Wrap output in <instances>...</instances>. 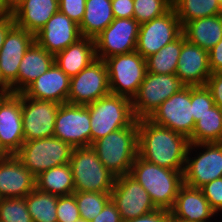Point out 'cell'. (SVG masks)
Here are the masks:
<instances>
[{
  "label": "cell",
  "mask_w": 222,
  "mask_h": 222,
  "mask_svg": "<svg viewBox=\"0 0 222 222\" xmlns=\"http://www.w3.org/2000/svg\"><path fill=\"white\" fill-rule=\"evenodd\" d=\"M189 139L159 126L148 118L138 119V156L158 166L184 171Z\"/></svg>",
  "instance_id": "cell-1"
},
{
  "label": "cell",
  "mask_w": 222,
  "mask_h": 222,
  "mask_svg": "<svg viewBox=\"0 0 222 222\" xmlns=\"http://www.w3.org/2000/svg\"><path fill=\"white\" fill-rule=\"evenodd\" d=\"M129 175L147 191L159 209L170 210L183 185V171L158 166L139 156L134 160Z\"/></svg>",
  "instance_id": "cell-2"
},
{
  "label": "cell",
  "mask_w": 222,
  "mask_h": 222,
  "mask_svg": "<svg viewBox=\"0 0 222 222\" xmlns=\"http://www.w3.org/2000/svg\"><path fill=\"white\" fill-rule=\"evenodd\" d=\"M91 147L99 160L116 177L127 175L138 156V120L96 140Z\"/></svg>",
  "instance_id": "cell-3"
},
{
  "label": "cell",
  "mask_w": 222,
  "mask_h": 222,
  "mask_svg": "<svg viewBox=\"0 0 222 222\" xmlns=\"http://www.w3.org/2000/svg\"><path fill=\"white\" fill-rule=\"evenodd\" d=\"M87 107L91 118V145L109 133L131 126L137 120L132 100L125 96L110 93Z\"/></svg>",
  "instance_id": "cell-4"
},
{
  "label": "cell",
  "mask_w": 222,
  "mask_h": 222,
  "mask_svg": "<svg viewBox=\"0 0 222 222\" xmlns=\"http://www.w3.org/2000/svg\"><path fill=\"white\" fill-rule=\"evenodd\" d=\"M74 192H111L116 176L99 160L95 150L89 147H75L69 161Z\"/></svg>",
  "instance_id": "cell-5"
},
{
  "label": "cell",
  "mask_w": 222,
  "mask_h": 222,
  "mask_svg": "<svg viewBox=\"0 0 222 222\" xmlns=\"http://www.w3.org/2000/svg\"><path fill=\"white\" fill-rule=\"evenodd\" d=\"M74 147L55 136L24 141L15 156L35 176L50 168L68 164Z\"/></svg>",
  "instance_id": "cell-6"
},
{
  "label": "cell",
  "mask_w": 222,
  "mask_h": 222,
  "mask_svg": "<svg viewBox=\"0 0 222 222\" xmlns=\"http://www.w3.org/2000/svg\"><path fill=\"white\" fill-rule=\"evenodd\" d=\"M221 177L222 142L190 143L183 171V184L200 189Z\"/></svg>",
  "instance_id": "cell-7"
},
{
  "label": "cell",
  "mask_w": 222,
  "mask_h": 222,
  "mask_svg": "<svg viewBox=\"0 0 222 222\" xmlns=\"http://www.w3.org/2000/svg\"><path fill=\"white\" fill-rule=\"evenodd\" d=\"M104 61L108 70L110 92L132 100L147 73L146 59L133 51L108 57Z\"/></svg>",
  "instance_id": "cell-8"
},
{
  "label": "cell",
  "mask_w": 222,
  "mask_h": 222,
  "mask_svg": "<svg viewBox=\"0 0 222 222\" xmlns=\"http://www.w3.org/2000/svg\"><path fill=\"white\" fill-rule=\"evenodd\" d=\"M184 85L176 74H154L147 72L137 94L132 99L135 118H149L171 95Z\"/></svg>",
  "instance_id": "cell-9"
},
{
  "label": "cell",
  "mask_w": 222,
  "mask_h": 222,
  "mask_svg": "<svg viewBox=\"0 0 222 222\" xmlns=\"http://www.w3.org/2000/svg\"><path fill=\"white\" fill-rule=\"evenodd\" d=\"M192 114L191 86H184L164 101L148 119L189 139L195 126Z\"/></svg>",
  "instance_id": "cell-10"
},
{
  "label": "cell",
  "mask_w": 222,
  "mask_h": 222,
  "mask_svg": "<svg viewBox=\"0 0 222 222\" xmlns=\"http://www.w3.org/2000/svg\"><path fill=\"white\" fill-rule=\"evenodd\" d=\"M110 93L106 63L104 60L96 59L70 78L67 103L88 105Z\"/></svg>",
  "instance_id": "cell-11"
},
{
  "label": "cell",
  "mask_w": 222,
  "mask_h": 222,
  "mask_svg": "<svg viewBox=\"0 0 222 222\" xmlns=\"http://www.w3.org/2000/svg\"><path fill=\"white\" fill-rule=\"evenodd\" d=\"M182 34V25L172 7L168 12L140 24L136 51L144 58L176 40Z\"/></svg>",
  "instance_id": "cell-12"
},
{
  "label": "cell",
  "mask_w": 222,
  "mask_h": 222,
  "mask_svg": "<svg viewBox=\"0 0 222 222\" xmlns=\"http://www.w3.org/2000/svg\"><path fill=\"white\" fill-rule=\"evenodd\" d=\"M140 24L134 18H115L95 39L96 58L136 51Z\"/></svg>",
  "instance_id": "cell-13"
},
{
  "label": "cell",
  "mask_w": 222,
  "mask_h": 222,
  "mask_svg": "<svg viewBox=\"0 0 222 222\" xmlns=\"http://www.w3.org/2000/svg\"><path fill=\"white\" fill-rule=\"evenodd\" d=\"M91 118L87 105L60 104L54 135L75 147L91 146Z\"/></svg>",
  "instance_id": "cell-14"
},
{
  "label": "cell",
  "mask_w": 222,
  "mask_h": 222,
  "mask_svg": "<svg viewBox=\"0 0 222 222\" xmlns=\"http://www.w3.org/2000/svg\"><path fill=\"white\" fill-rule=\"evenodd\" d=\"M60 104L35 100L21 93L22 126L25 141L48 138L54 135L57 111Z\"/></svg>",
  "instance_id": "cell-15"
},
{
  "label": "cell",
  "mask_w": 222,
  "mask_h": 222,
  "mask_svg": "<svg viewBox=\"0 0 222 222\" xmlns=\"http://www.w3.org/2000/svg\"><path fill=\"white\" fill-rule=\"evenodd\" d=\"M111 200L122 220L140 217L157 209L147 191L129 174L116 177Z\"/></svg>",
  "instance_id": "cell-16"
},
{
  "label": "cell",
  "mask_w": 222,
  "mask_h": 222,
  "mask_svg": "<svg viewBox=\"0 0 222 222\" xmlns=\"http://www.w3.org/2000/svg\"><path fill=\"white\" fill-rule=\"evenodd\" d=\"M21 93L0 97V146L15 155L24 143Z\"/></svg>",
  "instance_id": "cell-17"
},
{
  "label": "cell",
  "mask_w": 222,
  "mask_h": 222,
  "mask_svg": "<svg viewBox=\"0 0 222 222\" xmlns=\"http://www.w3.org/2000/svg\"><path fill=\"white\" fill-rule=\"evenodd\" d=\"M81 38L79 25L60 11L35 34V42L54 56Z\"/></svg>",
  "instance_id": "cell-18"
},
{
  "label": "cell",
  "mask_w": 222,
  "mask_h": 222,
  "mask_svg": "<svg viewBox=\"0 0 222 222\" xmlns=\"http://www.w3.org/2000/svg\"><path fill=\"white\" fill-rule=\"evenodd\" d=\"M34 42L35 35L16 24L8 30L0 49V72L9 85L18 78L22 58Z\"/></svg>",
  "instance_id": "cell-19"
},
{
  "label": "cell",
  "mask_w": 222,
  "mask_h": 222,
  "mask_svg": "<svg viewBox=\"0 0 222 222\" xmlns=\"http://www.w3.org/2000/svg\"><path fill=\"white\" fill-rule=\"evenodd\" d=\"M35 176L15 155L0 159V199L25 198L36 188Z\"/></svg>",
  "instance_id": "cell-20"
},
{
  "label": "cell",
  "mask_w": 222,
  "mask_h": 222,
  "mask_svg": "<svg viewBox=\"0 0 222 222\" xmlns=\"http://www.w3.org/2000/svg\"><path fill=\"white\" fill-rule=\"evenodd\" d=\"M175 74L184 86H205L212 74L209 52L186 40L182 44Z\"/></svg>",
  "instance_id": "cell-21"
},
{
  "label": "cell",
  "mask_w": 222,
  "mask_h": 222,
  "mask_svg": "<svg viewBox=\"0 0 222 222\" xmlns=\"http://www.w3.org/2000/svg\"><path fill=\"white\" fill-rule=\"evenodd\" d=\"M170 214L172 219L186 222H212L213 217H218L202 190L185 184L180 187Z\"/></svg>",
  "instance_id": "cell-22"
},
{
  "label": "cell",
  "mask_w": 222,
  "mask_h": 222,
  "mask_svg": "<svg viewBox=\"0 0 222 222\" xmlns=\"http://www.w3.org/2000/svg\"><path fill=\"white\" fill-rule=\"evenodd\" d=\"M70 91V77L54 62L47 72L34 80L22 93L35 100L67 103Z\"/></svg>",
  "instance_id": "cell-23"
},
{
  "label": "cell",
  "mask_w": 222,
  "mask_h": 222,
  "mask_svg": "<svg viewBox=\"0 0 222 222\" xmlns=\"http://www.w3.org/2000/svg\"><path fill=\"white\" fill-rule=\"evenodd\" d=\"M54 55L34 42L19 65L18 78L10 85L13 93H22L34 80L48 71Z\"/></svg>",
  "instance_id": "cell-24"
},
{
  "label": "cell",
  "mask_w": 222,
  "mask_h": 222,
  "mask_svg": "<svg viewBox=\"0 0 222 222\" xmlns=\"http://www.w3.org/2000/svg\"><path fill=\"white\" fill-rule=\"evenodd\" d=\"M59 11V0H25L11 14L18 27L37 34Z\"/></svg>",
  "instance_id": "cell-25"
},
{
  "label": "cell",
  "mask_w": 222,
  "mask_h": 222,
  "mask_svg": "<svg viewBox=\"0 0 222 222\" xmlns=\"http://www.w3.org/2000/svg\"><path fill=\"white\" fill-rule=\"evenodd\" d=\"M96 59L94 39L87 37H82L54 56L56 65L70 78Z\"/></svg>",
  "instance_id": "cell-26"
},
{
  "label": "cell",
  "mask_w": 222,
  "mask_h": 222,
  "mask_svg": "<svg viewBox=\"0 0 222 222\" xmlns=\"http://www.w3.org/2000/svg\"><path fill=\"white\" fill-rule=\"evenodd\" d=\"M182 33L189 43L209 51L222 39V14L187 22Z\"/></svg>",
  "instance_id": "cell-27"
},
{
  "label": "cell",
  "mask_w": 222,
  "mask_h": 222,
  "mask_svg": "<svg viewBox=\"0 0 222 222\" xmlns=\"http://www.w3.org/2000/svg\"><path fill=\"white\" fill-rule=\"evenodd\" d=\"M85 9L79 30L82 37L95 39L115 19L111 0H86Z\"/></svg>",
  "instance_id": "cell-28"
},
{
  "label": "cell",
  "mask_w": 222,
  "mask_h": 222,
  "mask_svg": "<svg viewBox=\"0 0 222 222\" xmlns=\"http://www.w3.org/2000/svg\"><path fill=\"white\" fill-rule=\"evenodd\" d=\"M36 189L57 196L74 193V181L70 164H63L40 173L36 178Z\"/></svg>",
  "instance_id": "cell-29"
},
{
  "label": "cell",
  "mask_w": 222,
  "mask_h": 222,
  "mask_svg": "<svg viewBox=\"0 0 222 222\" xmlns=\"http://www.w3.org/2000/svg\"><path fill=\"white\" fill-rule=\"evenodd\" d=\"M185 41L186 38L182 33L176 40L162 47L159 52L147 57V72L154 74H175L182 44Z\"/></svg>",
  "instance_id": "cell-30"
},
{
  "label": "cell",
  "mask_w": 222,
  "mask_h": 222,
  "mask_svg": "<svg viewBox=\"0 0 222 222\" xmlns=\"http://www.w3.org/2000/svg\"><path fill=\"white\" fill-rule=\"evenodd\" d=\"M190 143L222 142V109L214 105L195 123Z\"/></svg>",
  "instance_id": "cell-31"
},
{
  "label": "cell",
  "mask_w": 222,
  "mask_h": 222,
  "mask_svg": "<svg viewBox=\"0 0 222 222\" xmlns=\"http://www.w3.org/2000/svg\"><path fill=\"white\" fill-rule=\"evenodd\" d=\"M172 5L182 27L194 19L222 14L217 0H174Z\"/></svg>",
  "instance_id": "cell-32"
},
{
  "label": "cell",
  "mask_w": 222,
  "mask_h": 222,
  "mask_svg": "<svg viewBox=\"0 0 222 222\" xmlns=\"http://www.w3.org/2000/svg\"><path fill=\"white\" fill-rule=\"evenodd\" d=\"M25 201L33 222H57V195L35 188L25 197Z\"/></svg>",
  "instance_id": "cell-33"
},
{
  "label": "cell",
  "mask_w": 222,
  "mask_h": 222,
  "mask_svg": "<svg viewBox=\"0 0 222 222\" xmlns=\"http://www.w3.org/2000/svg\"><path fill=\"white\" fill-rule=\"evenodd\" d=\"M80 217L88 222L93 220L111 200V192H74Z\"/></svg>",
  "instance_id": "cell-34"
},
{
  "label": "cell",
  "mask_w": 222,
  "mask_h": 222,
  "mask_svg": "<svg viewBox=\"0 0 222 222\" xmlns=\"http://www.w3.org/2000/svg\"><path fill=\"white\" fill-rule=\"evenodd\" d=\"M133 18L139 24L162 16L172 8L170 0H133Z\"/></svg>",
  "instance_id": "cell-35"
},
{
  "label": "cell",
  "mask_w": 222,
  "mask_h": 222,
  "mask_svg": "<svg viewBox=\"0 0 222 222\" xmlns=\"http://www.w3.org/2000/svg\"><path fill=\"white\" fill-rule=\"evenodd\" d=\"M0 222H33L25 198L0 199Z\"/></svg>",
  "instance_id": "cell-36"
},
{
  "label": "cell",
  "mask_w": 222,
  "mask_h": 222,
  "mask_svg": "<svg viewBox=\"0 0 222 222\" xmlns=\"http://www.w3.org/2000/svg\"><path fill=\"white\" fill-rule=\"evenodd\" d=\"M214 105V100L206 86H191V106L195 123Z\"/></svg>",
  "instance_id": "cell-37"
},
{
  "label": "cell",
  "mask_w": 222,
  "mask_h": 222,
  "mask_svg": "<svg viewBox=\"0 0 222 222\" xmlns=\"http://www.w3.org/2000/svg\"><path fill=\"white\" fill-rule=\"evenodd\" d=\"M57 222H76L80 219V212L75 196H58L57 210H56Z\"/></svg>",
  "instance_id": "cell-38"
},
{
  "label": "cell",
  "mask_w": 222,
  "mask_h": 222,
  "mask_svg": "<svg viewBox=\"0 0 222 222\" xmlns=\"http://www.w3.org/2000/svg\"><path fill=\"white\" fill-rule=\"evenodd\" d=\"M208 200L211 209L217 214H222V177L210 181L200 188ZM220 212V214H219Z\"/></svg>",
  "instance_id": "cell-39"
},
{
  "label": "cell",
  "mask_w": 222,
  "mask_h": 222,
  "mask_svg": "<svg viewBox=\"0 0 222 222\" xmlns=\"http://www.w3.org/2000/svg\"><path fill=\"white\" fill-rule=\"evenodd\" d=\"M86 0H59V11L80 25L85 13Z\"/></svg>",
  "instance_id": "cell-40"
},
{
  "label": "cell",
  "mask_w": 222,
  "mask_h": 222,
  "mask_svg": "<svg viewBox=\"0 0 222 222\" xmlns=\"http://www.w3.org/2000/svg\"><path fill=\"white\" fill-rule=\"evenodd\" d=\"M205 86L210 91L215 105L222 109V72L212 73Z\"/></svg>",
  "instance_id": "cell-41"
},
{
  "label": "cell",
  "mask_w": 222,
  "mask_h": 222,
  "mask_svg": "<svg viewBox=\"0 0 222 222\" xmlns=\"http://www.w3.org/2000/svg\"><path fill=\"white\" fill-rule=\"evenodd\" d=\"M170 210L159 209L141 215L133 219L123 220V222H171Z\"/></svg>",
  "instance_id": "cell-42"
},
{
  "label": "cell",
  "mask_w": 222,
  "mask_h": 222,
  "mask_svg": "<svg viewBox=\"0 0 222 222\" xmlns=\"http://www.w3.org/2000/svg\"><path fill=\"white\" fill-rule=\"evenodd\" d=\"M90 222H123L116 204L110 200L103 210Z\"/></svg>",
  "instance_id": "cell-43"
},
{
  "label": "cell",
  "mask_w": 222,
  "mask_h": 222,
  "mask_svg": "<svg viewBox=\"0 0 222 222\" xmlns=\"http://www.w3.org/2000/svg\"><path fill=\"white\" fill-rule=\"evenodd\" d=\"M133 0H114L111 1L114 18H133Z\"/></svg>",
  "instance_id": "cell-44"
},
{
  "label": "cell",
  "mask_w": 222,
  "mask_h": 222,
  "mask_svg": "<svg viewBox=\"0 0 222 222\" xmlns=\"http://www.w3.org/2000/svg\"><path fill=\"white\" fill-rule=\"evenodd\" d=\"M208 52L211 72H222V39Z\"/></svg>",
  "instance_id": "cell-45"
},
{
  "label": "cell",
  "mask_w": 222,
  "mask_h": 222,
  "mask_svg": "<svg viewBox=\"0 0 222 222\" xmlns=\"http://www.w3.org/2000/svg\"><path fill=\"white\" fill-rule=\"evenodd\" d=\"M15 24L13 16L11 14L4 15L0 19V49L4 43L5 36L8 30Z\"/></svg>",
  "instance_id": "cell-46"
},
{
  "label": "cell",
  "mask_w": 222,
  "mask_h": 222,
  "mask_svg": "<svg viewBox=\"0 0 222 222\" xmlns=\"http://www.w3.org/2000/svg\"><path fill=\"white\" fill-rule=\"evenodd\" d=\"M25 0H4V15L12 14Z\"/></svg>",
  "instance_id": "cell-47"
},
{
  "label": "cell",
  "mask_w": 222,
  "mask_h": 222,
  "mask_svg": "<svg viewBox=\"0 0 222 222\" xmlns=\"http://www.w3.org/2000/svg\"><path fill=\"white\" fill-rule=\"evenodd\" d=\"M12 93L11 86L5 81L0 72V97L8 96Z\"/></svg>",
  "instance_id": "cell-48"
},
{
  "label": "cell",
  "mask_w": 222,
  "mask_h": 222,
  "mask_svg": "<svg viewBox=\"0 0 222 222\" xmlns=\"http://www.w3.org/2000/svg\"><path fill=\"white\" fill-rule=\"evenodd\" d=\"M8 156V154L0 146V159Z\"/></svg>",
  "instance_id": "cell-49"
},
{
  "label": "cell",
  "mask_w": 222,
  "mask_h": 222,
  "mask_svg": "<svg viewBox=\"0 0 222 222\" xmlns=\"http://www.w3.org/2000/svg\"><path fill=\"white\" fill-rule=\"evenodd\" d=\"M0 11L4 14V0H0Z\"/></svg>",
  "instance_id": "cell-50"
},
{
  "label": "cell",
  "mask_w": 222,
  "mask_h": 222,
  "mask_svg": "<svg viewBox=\"0 0 222 222\" xmlns=\"http://www.w3.org/2000/svg\"><path fill=\"white\" fill-rule=\"evenodd\" d=\"M171 222H186V221H181V220L171 219Z\"/></svg>",
  "instance_id": "cell-51"
},
{
  "label": "cell",
  "mask_w": 222,
  "mask_h": 222,
  "mask_svg": "<svg viewBox=\"0 0 222 222\" xmlns=\"http://www.w3.org/2000/svg\"><path fill=\"white\" fill-rule=\"evenodd\" d=\"M76 222H88V221H86V220L80 218V219H78Z\"/></svg>",
  "instance_id": "cell-52"
},
{
  "label": "cell",
  "mask_w": 222,
  "mask_h": 222,
  "mask_svg": "<svg viewBox=\"0 0 222 222\" xmlns=\"http://www.w3.org/2000/svg\"><path fill=\"white\" fill-rule=\"evenodd\" d=\"M220 6L222 7V0H217Z\"/></svg>",
  "instance_id": "cell-53"
},
{
  "label": "cell",
  "mask_w": 222,
  "mask_h": 222,
  "mask_svg": "<svg viewBox=\"0 0 222 222\" xmlns=\"http://www.w3.org/2000/svg\"><path fill=\"white\" fill-rule=\"evenodd\" d=\"M4 16V14L0 11V19Z\"/></svg>",
  "instance_id": "cell-54"
}]
</instances>
